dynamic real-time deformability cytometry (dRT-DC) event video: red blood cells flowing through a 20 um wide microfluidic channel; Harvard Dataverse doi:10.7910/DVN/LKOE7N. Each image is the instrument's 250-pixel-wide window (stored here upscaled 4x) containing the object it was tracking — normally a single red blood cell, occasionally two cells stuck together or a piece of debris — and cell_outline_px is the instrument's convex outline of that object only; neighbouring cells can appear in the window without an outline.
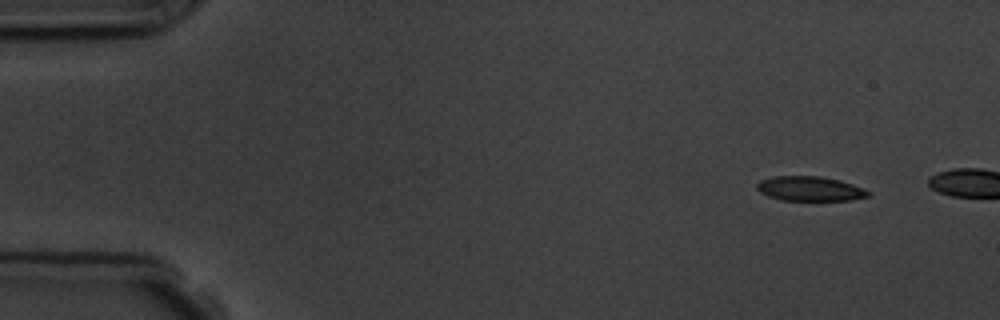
{"species": "common noctule bat (a hibernating species)", "species_latin": "Nyctalus noctula", "temperature_condition": "room temperature", "stored_images_in_passage": 3, "camera_frame_rate_fps": 3000, "um_per_image_px": 0.085, "animal": {"sex": "male", "body_mass_g": 19.5, "forearm_length_mm": 54.6}, "frame": {"image": 1, "passage_image": 1, "time_ms": 0.0, "image_size_px": [1000, 320], "cell_outline_px": [[868, 196], [852, 200], [780, 200], [768, 196], [760, 192], [756, 188], [756, 184], [760, 180], [772, 176], [820, 176], [840, 180], [864, 188], [868, 192]], "centroid_in_image_um": [68.8, 16.03], "position_along_channel_um": 16.2, "area_um2": 15.95}}